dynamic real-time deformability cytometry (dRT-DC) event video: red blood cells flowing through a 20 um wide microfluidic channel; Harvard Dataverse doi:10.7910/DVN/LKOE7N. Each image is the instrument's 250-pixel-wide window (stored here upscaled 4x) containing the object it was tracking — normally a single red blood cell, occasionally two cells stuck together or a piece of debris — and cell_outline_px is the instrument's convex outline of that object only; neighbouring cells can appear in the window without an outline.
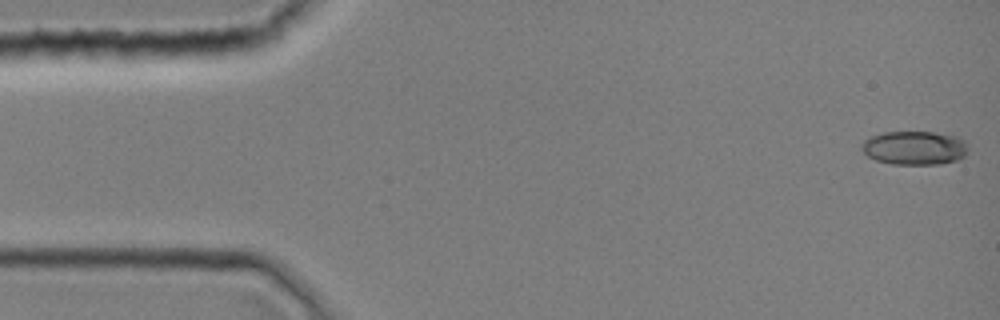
{"species": "common noctule bat (a hibernating species)", "species_latin": "Nyctalus noctula", "temperature_condition": "room temperature", "stored_images_in_passage": 11, "camera_frame_rate_fps": 3000, "um_per_image_px": 0.085, "animal": {"sex": "female", "body_mass_g": 19.0, "forearm_length_mm": 51.5}, "frame": {"image": 1, "passage_image": 1, "time_ms": 0.0, "image_size_px": [1000, 320], "cell_outline_px": [[968, 148], [964, 156], [956, 160], [940, 164], [892, 164], [876, 160], [868, 156], [860, 148], [860, 144], [868, 136], [884, 132], [932, 132], [960, 136], [964, 140]], "centroid_in_image_um": [77.71, 12.56], "position_along_channel_um": 7.3, "area_um2": 21.15}}
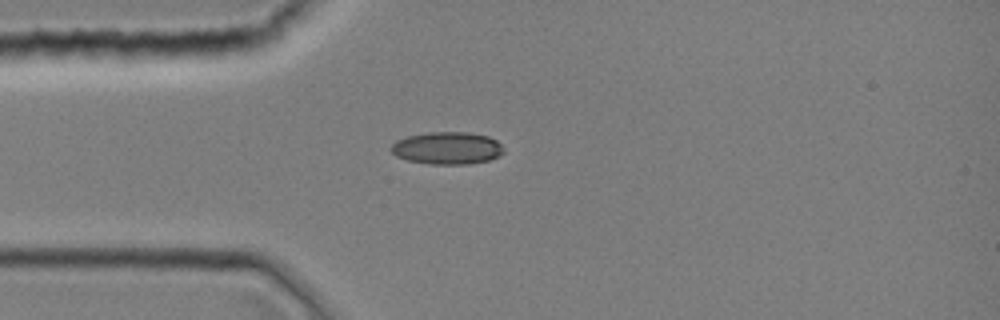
{"frame": {"image": 2, "passage_image": 10, "time_ms": 3.0, "image_size_px": [1000, 320], "cell_outline_px": [[504, 152], [500, 156], [488, 160], [468, 164], [432, 164], [408, 160], [396, 156], [388, 148], [396, 140], [408, 136], [428, 132], [468, 132], [488, 136], [496, 140], [504, 148]], "centroid_in_image_um": [38.01, 12.58], "position_along_channel_um": 47.0, "area_um2": 21.33}}